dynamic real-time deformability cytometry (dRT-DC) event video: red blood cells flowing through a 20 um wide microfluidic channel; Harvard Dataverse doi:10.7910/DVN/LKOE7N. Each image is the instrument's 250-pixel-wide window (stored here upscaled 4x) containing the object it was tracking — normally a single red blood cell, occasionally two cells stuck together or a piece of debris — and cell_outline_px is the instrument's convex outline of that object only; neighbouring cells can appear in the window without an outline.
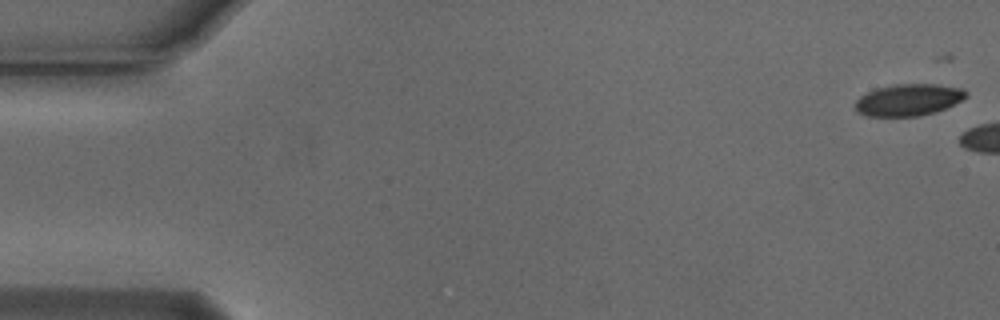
{"species": "Egyptian fruit bat (a non-hibernating species)", "species_latin": "Rousettus aegyptiacus", "temperature_condition": "cold", "stored_images_in_passage": 5, "camera_frame_rate_fps": 3000, "um_per_image_px": 0.085, "animal": {"sex": "male"}, "frame": {"image": 1, "passage_image": 1, "time_ms": 0.0, "image_size_px": [1000, 320], "cell_outline_px": [[968, 96], [936, 112], [920, 116], [868, 116], [856, 112], [856, 100], [860, 96], [876, 88], [892, 84], [936, 84], [960, 88], [968, 92]], "centroid_in_image_um": [77.2, 8.48], "position_along_channel_um": 7.8, "area_um2": 20.46}}